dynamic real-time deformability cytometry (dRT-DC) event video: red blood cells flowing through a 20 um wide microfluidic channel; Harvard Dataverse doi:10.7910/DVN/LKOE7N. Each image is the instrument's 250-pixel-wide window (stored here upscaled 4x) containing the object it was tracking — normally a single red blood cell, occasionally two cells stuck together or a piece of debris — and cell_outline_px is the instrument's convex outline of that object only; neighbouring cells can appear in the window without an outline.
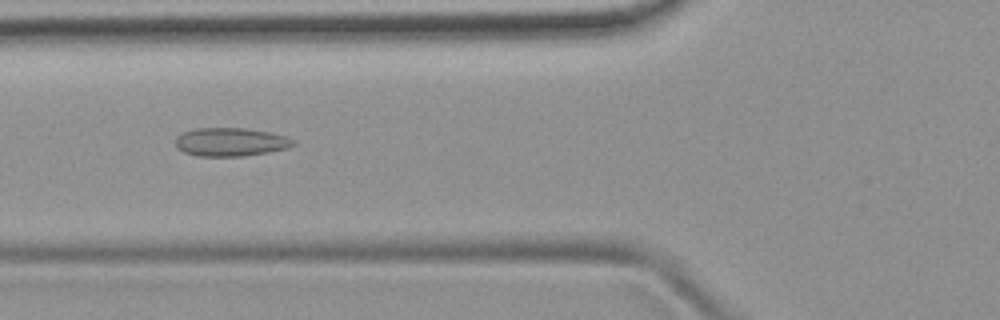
{"species": "common noctule bat (a hibernating species)", "species_latin": "Nyctalus noctula", "temperature_condition": "room temperature", "stored_images_in_passage": 51, "camera_frame_rate_fps": 3000, "um_per_image_px": 0.085, "animal": {"sex": "female", "body_mass_g": 19.9}, "frame": {"image": 1, "passage_image": 19, "time_ms": 6.0, "image_size_px": [1000, 320], "cell_outline_px": [[296, 144], [288, 148], [268, 152], [244, 156], [196, 156], [184, 152], [176, 148], [176, 136], [184, 132], [196, 128], [244, 128], [268, 132], [284, 136], [296, 140]], "centroid_in_image_um": [19.6, 12.07], "position_along_channel_um": 106.2, "area_um2": 19.54}}
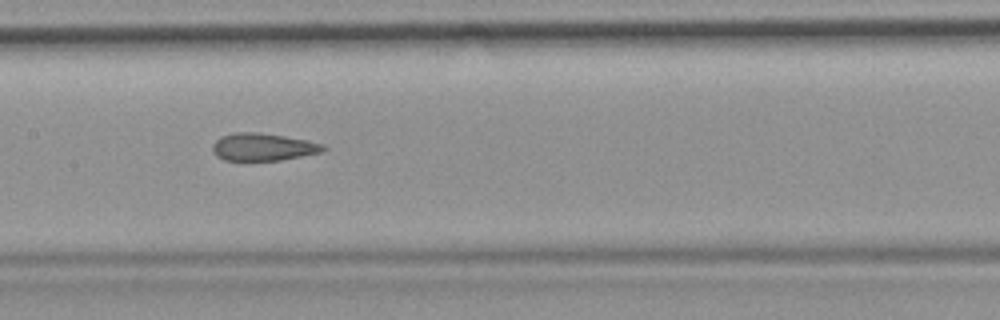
{"frame": {"image": 2, "passage_image": 25, "time_ms": 8.0, "image_size_px": [1000, 320], "cell_outline_px": [[328, 148], [324, 152], [280, 160], [224, 160], [216, 156], [212, 152], [212, 144], [220, 136], [236, 132], [256, 132], [284, 136], [308, 140], [324, 144]], "centroid_in_image_um": [22.37, 12.49], "position_along_channel_um": 185.0, "area_um2": 17.92}}
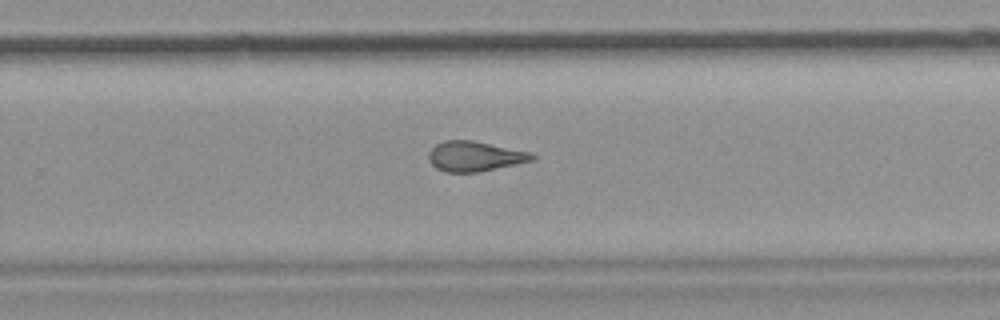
{"frame": {"image": 3, "passage_image": 33, "time_ms": 10.667, "image_size_px": [1000, 320], "cell_outline_px": [[536, 160], [480, 172], [448, 172], [436, 168], [428, 160], [428, 152], [436, 144], [444, 140], [472, 140], [532, 152], [536, 156]], "centroid_in_image_um": [40.39, 13.28], "position_along_channel_um": 289.4, "area_um2": 18.32}, "authors_computed_cell_mechanics": {"area_um2": 19.1896, "velocity_mm_per_s": 3.9389, "shape_relaxation_time_tau1_ms": null, "shape_relaxation_time_tau2_ms": 2.0744, "deformation_change_tau1": null, "deformation_change_tau2": 0.103}}